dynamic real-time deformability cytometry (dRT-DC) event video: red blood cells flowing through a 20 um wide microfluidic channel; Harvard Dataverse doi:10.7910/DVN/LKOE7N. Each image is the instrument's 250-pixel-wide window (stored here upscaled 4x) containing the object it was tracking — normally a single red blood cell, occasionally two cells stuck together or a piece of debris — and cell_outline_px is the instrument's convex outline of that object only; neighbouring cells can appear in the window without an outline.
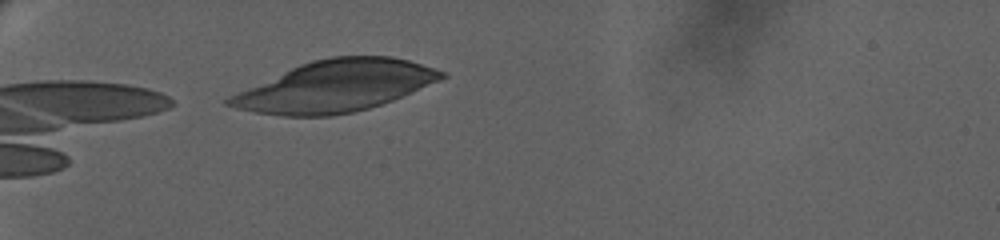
{"species": "human", "species_latin": "Homo sapiens", "temperature_condition": "warm", "stored_images_in_passage": 20, "camera_frame_rate_fps": 3000, "um_per_image_px": 0.085, "donor": {"sex": "female"}, "frame": {"image": 1, "passage_image": 1, "time_ms": 0.0, "image_size_px": [1000, 240], "cell_outline_px": [[448, 76], [392, 100], [368, 108], [352, 112], [332, 116], [280, 116], [256, 112], [236, 108], [224, 104], [224, 100], [228, 96], [300, 64], [312, 60], [332, 56], [388, 56], [408, 60], [444, 72]], "centroid_in_image_um": [28.45, 7.33], "position_along_channel_um": 56.6, "area_um2": 62.71}}